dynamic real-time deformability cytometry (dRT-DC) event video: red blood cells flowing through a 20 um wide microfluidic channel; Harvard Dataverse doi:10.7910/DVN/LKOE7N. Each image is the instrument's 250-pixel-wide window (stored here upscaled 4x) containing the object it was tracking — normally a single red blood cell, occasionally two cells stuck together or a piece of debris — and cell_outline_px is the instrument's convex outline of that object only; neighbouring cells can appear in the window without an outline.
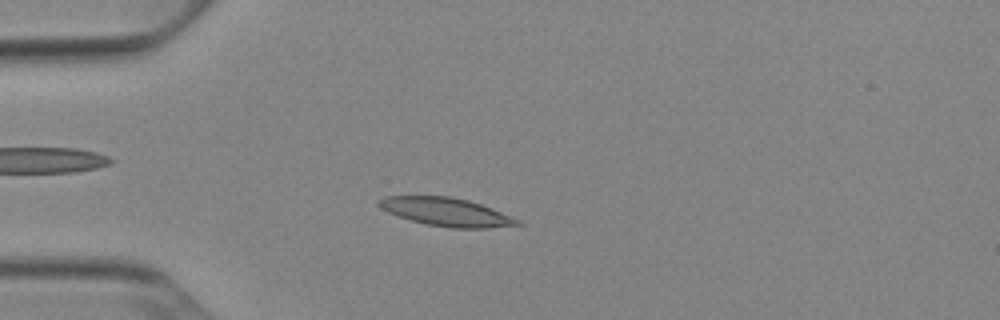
{"species": "Egyptian fruit bat (a non-hibernating species)", "species_latin": "Rousettus aegyptiacus", "temperature_condition": "cold", "stored_images_in_passage": 45, "camera_frame_rate_fps": 3000, "um_per_image_px": 0.085, "animal": {"sex": "female"}, "frame": {"image": 1, "passage_image": 7, "time_ms": 2.0, "image_size_px": [1000, 320], "cell_outline_px": [[524, 224], [488, 228], [452, 228], [424, 224], [388, 212], [380, 208], [376, 204], [376, 200], [384, 196], [448, 196], [468, 200], [492, 208], [520, 220]], "centroid_in_image_um": [37.91, 18.01], "position_along_channel_um": 47.1, "area_um2": 22.83}}
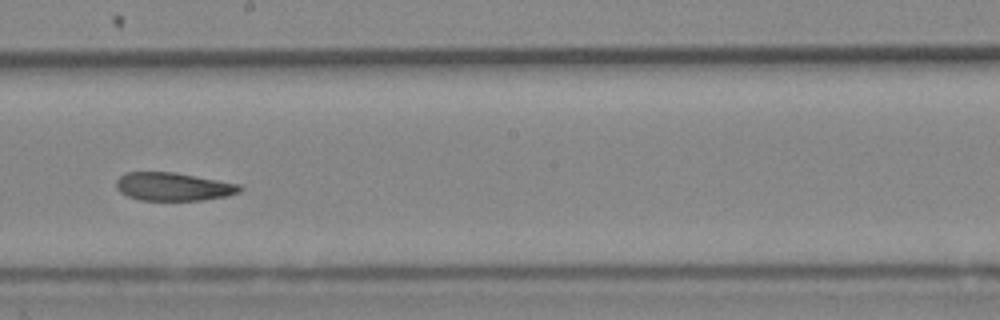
{"frame": {"image": 2, "passage_image": 23, "time_ms": 7.333, "image_size_px": [1000, 320], "cell_outline_px": [[244, 188], [240, 192], [224, 196], [204, 200], [140, 200], [128, 196], [120, 192], [116, 188], [116, 180], [120, 176], [128, 172], [176, 172], [240, 184]], "centroid_in_image_um": [14.74, 15.86], "position_along_channel_um": 233.5, "area_um2": 20.35}}
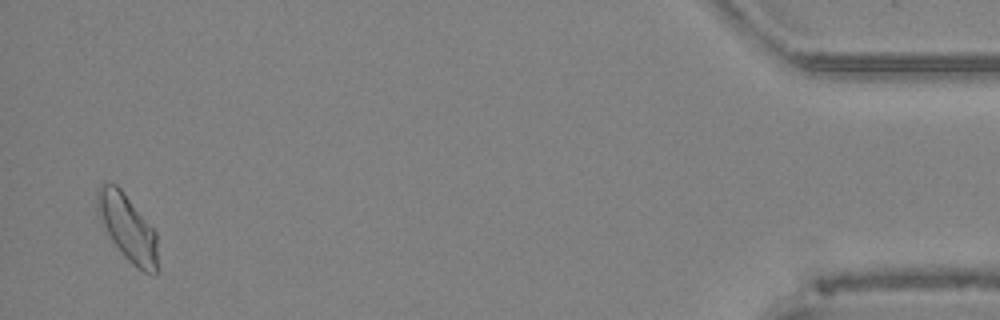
{"frame": {"image": 3, "passage_image": 44, "time_ms": 14.333, "image_size_px": [1000, 320], "cell_outline_px": [[160, 272], [156, 276], [144, 272], [132, 264], [124, 256], [112, 240], [96, 208], [96, 188], [100, 184], [116, 184], [120, 188], [156, 232]], "centroid_in_image_um": [10.9, 19.41], "position_along_channel_um": 424.3, "area_um2": 23.41}, "authors_computed_cell_mechanics": {"area_um2": 21.7906, "velocity_mm_per_s": 3.8686, "shape_relaxation_time_tau1_ms": 8.0495, "shape_relaxation_time_tau2_ms": 4.8118, "deformation_change_tau1": 0.175, "deformation_change_tau2": 0.1055}}